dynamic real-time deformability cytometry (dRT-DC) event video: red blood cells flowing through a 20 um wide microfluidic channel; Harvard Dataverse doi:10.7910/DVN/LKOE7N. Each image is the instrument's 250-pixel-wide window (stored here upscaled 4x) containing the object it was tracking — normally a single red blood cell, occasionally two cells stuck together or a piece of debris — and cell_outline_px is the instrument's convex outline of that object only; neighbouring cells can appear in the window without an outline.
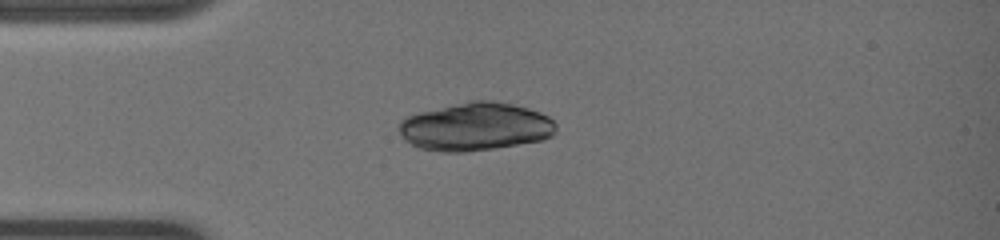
{"species": "common noctule bat (a hibernating species)", "species_latin": "Nyctalus noctula", "temperature_condition": "warm", "stored_images_in_passage": 4, "camera_frame_rate_fps": 3000, "um_per_image_px": 0.085, "animal": {"sex": "female", "body_mass_g": 19.0, "forearm_length_mm": 51.5}, "frame": {"image": 1, "passage_image": 3, "time_ms": 0.667, "image_size_px": [1000, 240], "cell_outline_px": [[160, 188], [156, 192], [40, 192], [20, 188], [20, 184], [32, 180], [120, 180], [160, 184]], "centroid_in_image_um": [7.6, 15.82], "position_along_channel_um": 77.4, "area_um2": 11.04}}